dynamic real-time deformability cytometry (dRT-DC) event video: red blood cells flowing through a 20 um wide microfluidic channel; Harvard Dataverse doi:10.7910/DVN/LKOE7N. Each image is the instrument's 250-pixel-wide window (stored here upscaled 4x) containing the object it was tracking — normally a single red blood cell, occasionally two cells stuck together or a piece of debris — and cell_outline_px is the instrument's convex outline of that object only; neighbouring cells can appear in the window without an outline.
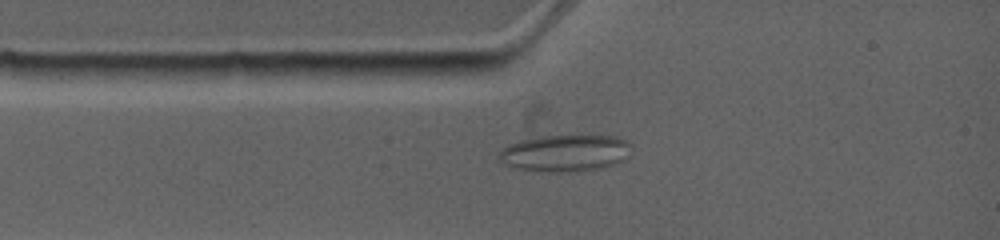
{"species": "common noctule bat (a hibernating species)", "species_latin": "Nyctalus noctula", "temperature_condition": "warm", "stored_images_in_passage": 6, "camera_frame_rate_fps": 4500, "um_per_image_px": 0.085, "animal": {"sex": "female", "body_mass_g": 19.0, "forearm_length_mm": 53.3}, "frame": {"image": 1, "passage_image": 3, "time_ms": 1.556, "image_size_px": [1000, 240], "cell_outline_px": [[632, 144], [628, 156], [624, 160], [616, 164], [600, 168], [572, 172], [548, 172], [520, 168], [504, 164], [496, 156], [508, 144], [520, 140], [540, 136], [616, 136], [628, 140]], "centroid_in_image_um": [48.08, 13.01], "position_along_channel_um": 36.9, "area_um2": 28.5}}
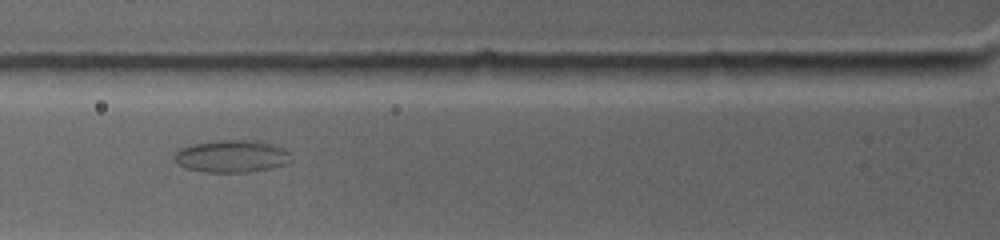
{"frame": {"image": 2, "passage_image": 5, "time_ms": 3.556, "image_size_px": [1000, 240], "cell_outline_px": [[292, 160], [288, 164], [248, 172], [204, 172], [184, 168], [176, 164], [172, 156], [180, 148], [196, 144], [220, 140], [256, 140], [272, 144], [284, 148], [288, 152]], "centroid_in_image_um": [19.68, 13.29], "position_along_channel_um": 106.1, "area_um2": 22.08}}
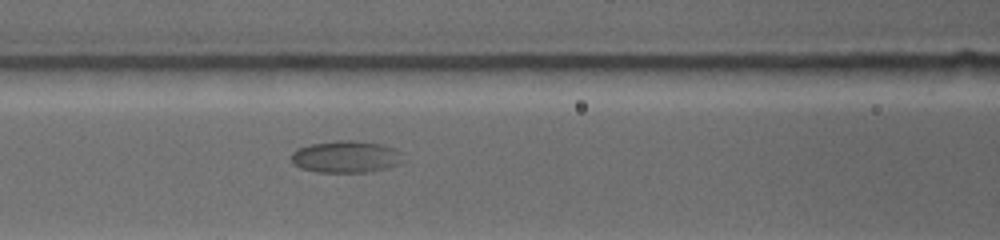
{"frame": {"image": 3, "passage_image": 6, "time_ms": 4.444, "image_size_px": [1000, 240], "cell_outline_px": [[404, 160], [400, 164], [388, 168], [368, 172], [316, 172], [300, 168], [292, 164], [292, 152], [300, 148], [312, 144], [336, 140], [356, 140], [380, 144], [392, 148], [400, 152]], "centroid_in_image_um": [29.41, 13.33], "position_along_channel_um": 137.2, "area_um2": 20.87}}